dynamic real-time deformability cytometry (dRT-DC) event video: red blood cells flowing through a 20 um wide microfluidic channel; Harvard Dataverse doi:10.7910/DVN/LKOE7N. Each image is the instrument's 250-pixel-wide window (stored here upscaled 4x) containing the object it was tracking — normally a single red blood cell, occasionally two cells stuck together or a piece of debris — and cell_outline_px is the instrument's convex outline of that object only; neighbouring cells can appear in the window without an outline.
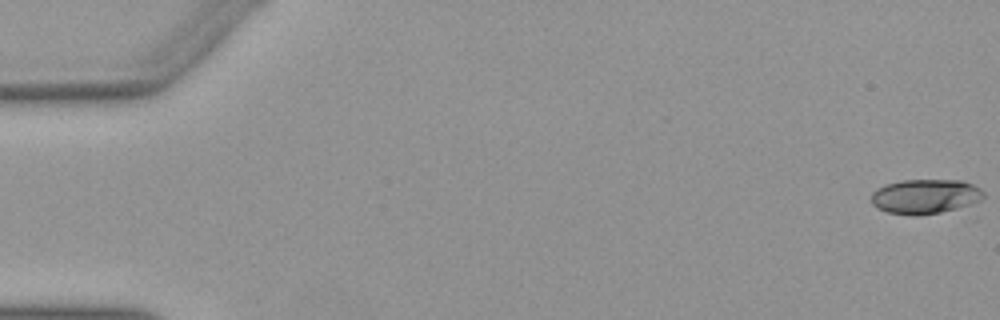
{"species": "Egyptian fruit bat (a non-hibernating species)", "species_latin": "Rousettus aegyptiacus", "temperature_condition": "warm", "stored_images_in_passage": 18, "camera_frame_rate_fps": 3000, "um_per_image_px": 0.085, "animal": {"sex": "female"}, "frame": {"image": 1, "passage_image": 1, "time_ms": 0.0, "image_size_px": [1000, 320], "cell_outline_px": [[984, 196], [980, 200], [956, 208], [940, 212], [916, 216], [912, 216], [888, 212], [876, 208], [872, 204], [872, 192], [876, 188], [900, 180], [960, 180], [972, 184], [980, 188], [984, 192]], "centroid_in_image_um": [78.61, 16.69], "position_along_channel_um": 6.4, "area_um2": 22.54}}
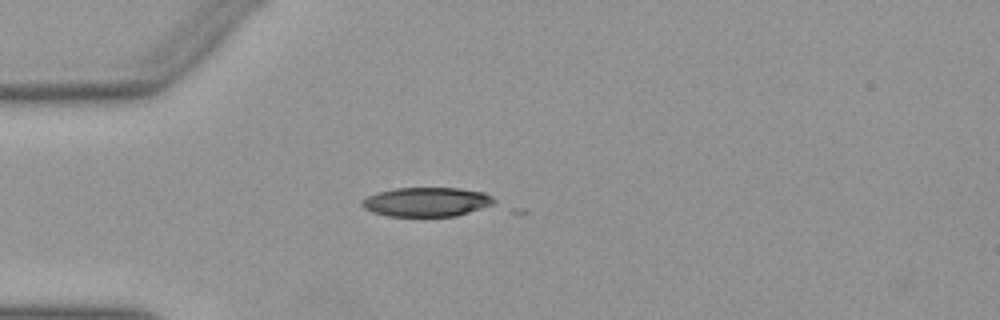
{"frame": {"image": 2, "passage_image": 15, "time_ms": 4.667, "image_size_px": [1000, 320], "cell_outline_px": [[496, 200], [492, 204], [456, 216], [388, 216], [372, 212], [364, 208], [360, 204], [368, 196], [376, 192], [392, 188], [460, 188], [484, 192], [492, 196]], "centroid_in_image_um": [36.24, 17.15], "position_along_channel_um": 48.8, "area_um2": 22.43}}